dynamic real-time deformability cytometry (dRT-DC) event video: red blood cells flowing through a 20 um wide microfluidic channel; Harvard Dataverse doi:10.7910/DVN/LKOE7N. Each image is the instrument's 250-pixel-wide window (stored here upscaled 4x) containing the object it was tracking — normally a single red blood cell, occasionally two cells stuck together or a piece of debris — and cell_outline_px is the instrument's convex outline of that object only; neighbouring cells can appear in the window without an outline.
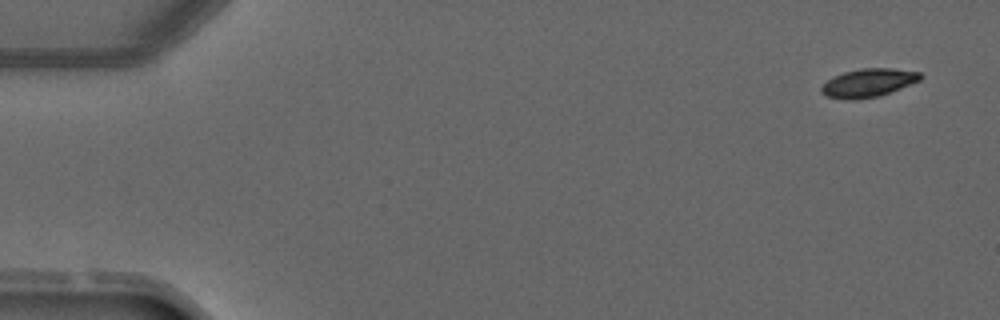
{"species": "common noctule bat (a hibernating species)", "species_latin": "Nyctalus noctula", "temperature_condition": "warm", "stored_images_in_passage": 3, "camera_frame_rate_fps": 3000, "um_per_image_px": 0.085, "animal": {"sex": "male", "forearm_length_mm": 52.5}, "frame": {"image": 1, "passage_image": 1, "time_ms": 0.0, "image_size_px": [1000, 320], "cell_outline_px": [[924, 76], [920, 80], [880, 96], [856, 100], [848, 100], [824, 96], [820, 92], [820, 88], [832, 76], [844, 72], [860, 68], [892, 68], [920, 72]], "centroid_in_image_um": [73.78, 7.04], "position_along_channel_um": 11.2, "area_um2": 16.53}}
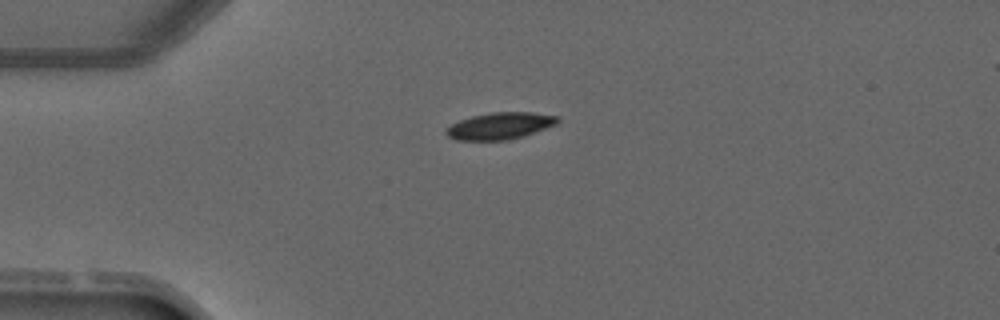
{"frame": {"image": 2, "passage_image": 3, "time_ms": 3.0, "image_size_px": [1000, 320], "cell_outline_px": [[560, 120], [556, 124], [524, 136], [508, 140], [456, 140], [448, 136], [444, 132], [444, 128], [460, 120], [472, 116], [492, 112], [532, 112], [560, 116]], "centroid_in_image_um": [42.5, 10.7], "position_along_channel_um": 42.5, "area_um2": 17.51}}